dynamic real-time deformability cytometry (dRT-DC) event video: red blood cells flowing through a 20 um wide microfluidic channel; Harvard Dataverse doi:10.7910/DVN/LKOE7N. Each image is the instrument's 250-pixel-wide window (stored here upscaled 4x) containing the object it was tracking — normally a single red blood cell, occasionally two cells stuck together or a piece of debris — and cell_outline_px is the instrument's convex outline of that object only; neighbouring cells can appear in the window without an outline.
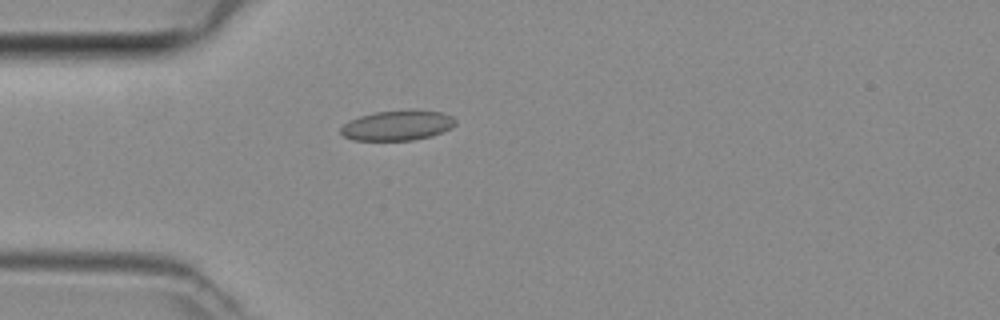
{"species": "common noctule bat (a hibernating species)", "species_latin": "Nyctalus noctula", "temperature_condition": "room temperature", "stored_images_in_passage": 4, "camera_frame_rate_fps": 3000, "um_per_image_px": 0.085, "animal": {"sex": "female", "body_mass_g": 29.2, "forearm_length_mm": 56.3}, "frame": {"image": 1, "passage_image": 4, "time_ms": 1.0, "image_size_px": [1000, 320], "cell_outline_px": [[456, 124], [432, 136], [412, 140], [352, 140], [344, 136], [340, 132], [340, 128], [344, 124], [360, 116], [372, 112], [408, 108], [412, 108], [440, 112], [452, 116], [456, 120]], "centroid_in_image_um": [33.78, 10.63], "position_along_channel_um": 51.2, "area_um2": 20.35}}